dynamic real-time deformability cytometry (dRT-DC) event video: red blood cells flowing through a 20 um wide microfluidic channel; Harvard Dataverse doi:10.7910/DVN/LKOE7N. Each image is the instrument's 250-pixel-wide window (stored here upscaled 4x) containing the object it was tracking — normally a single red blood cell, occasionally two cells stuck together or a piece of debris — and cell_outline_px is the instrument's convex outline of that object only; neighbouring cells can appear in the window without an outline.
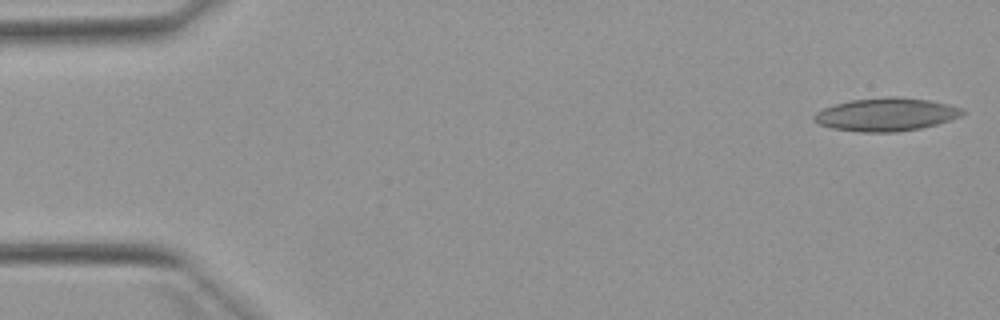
{"species": "Egyptian fruit bat (a non-hibernating species)", "species_latin": "Rousettus aegyptiacus", "temperature_condition": "warm", "stored_images_in_passage": 53, "camera_frame_rate_fps": 3000, "um_per_image_px": 0.085, "animal": {"sex": "female"}, "frame": {"image": 1, "passage_image": 1, "time_ms": 0.0, "image_size_px": [1000, 320], "cell_outline_px": [[964, 112], [960, 116], [936, 124], [920, 128], [896, 132], [860, 132], [832, 128], [820, 124], [812, 120], [812, 116], [816, 112], [824, 108], [836, 104], [852, 100], [888, 96], [896, 96], [928, 100], [948, 104], [964, 108]], "centroid_in_image_um": [75.3, 9.73], "position_along_channel_um": 9.7, "area_um2": 28.5}}
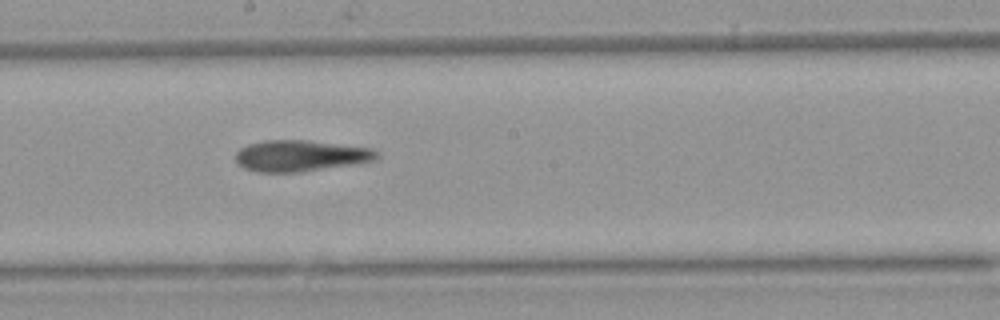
{"frame": {"image": 2, "passage_image": 28, "time_ms": 9.0, "image_size_px": [1000, 320], "cell_outline_px": [[380, 156], [376, 160], [356, 164], [300, 172], [256, 172], [244, 168], [236, 164], [236, 152], [240, 148], [248, 144], [264, 140], [308, 140], [372, 148], [380, 152]], "centroid_in_image_um": [25.56, 13.24], "position_along_channel_um": 222.6, "area_um2": 26.01}}
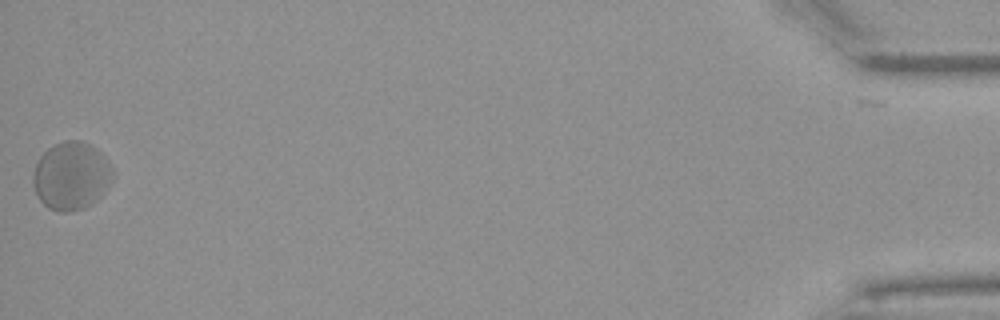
{"frame": {"image": 3, "passage_image": 52, "time_ms": 17.0, "image_size_px": [1000, 320], "cell_outline_px": [[116, 172], [108, 188], [92, 204], [84, 208], [68, 212], [60, 212], [48, 208], [36, 196], [32, 184], [32, 176], [36, 164], [40, 156], [48, 148], [64, 140], [80, 140], [92, 144], [104, 156]], "centroid_in_image_um": [6.07, 14.95], "position_along_channel_um": 429.1, "area_um2": 32.02}, "authors_computed_cell_mechanics": {"area_um2": 27.3394, "velocity_mm_per_s": 3.8211, "shape_relaxation_time_tau1_ms": null, "shape_relaxation_time_tau2_ms": 3.8088, "deformation_change_tau1": null, "deformation_change_tau2": 0.1213}}